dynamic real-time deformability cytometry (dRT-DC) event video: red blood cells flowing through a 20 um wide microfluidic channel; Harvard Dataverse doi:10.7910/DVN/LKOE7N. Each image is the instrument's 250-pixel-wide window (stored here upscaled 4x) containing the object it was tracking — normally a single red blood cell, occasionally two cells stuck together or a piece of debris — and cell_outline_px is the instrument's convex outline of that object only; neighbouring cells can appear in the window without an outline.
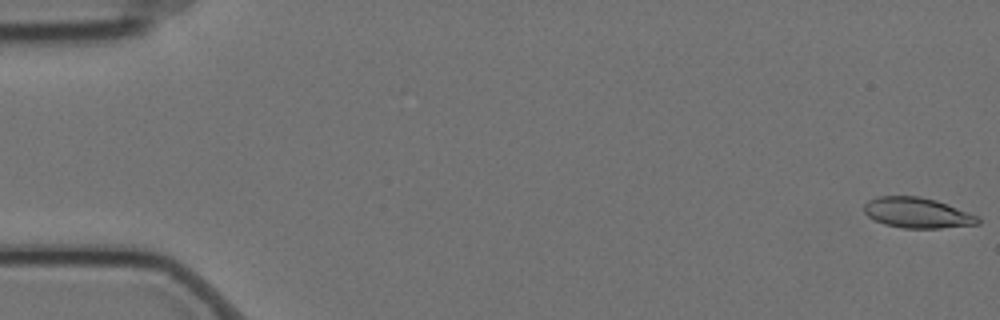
{"species": "Egyptian fruit bat (a non-hibernating species)", "species_latin": "Rousettus aegyptiacus", "temperature_condition": "cold", "stored_images_in_passage": 58, "camera_frame_rate_fps": 3000, "um_per_image_px": 0.085, "animal": {"sex": "female"}, "frame": {"image": 1, "passage_image": 1, "time_ms": 0.0, "image_size_px": [1000, 320], "cell_outline_px": [[980, 224], [940, 228], [904, 228], [884, 224], [868, 216], [864, 212], [864, 204], [868, 200], [876, 196], [920, 196], [936, 200], [948, 204], [980, 216]], "centroid_in_image_um": [77.99, 18.08], "position_along_channel_um": 7.0, "area_um2": 20.35}}
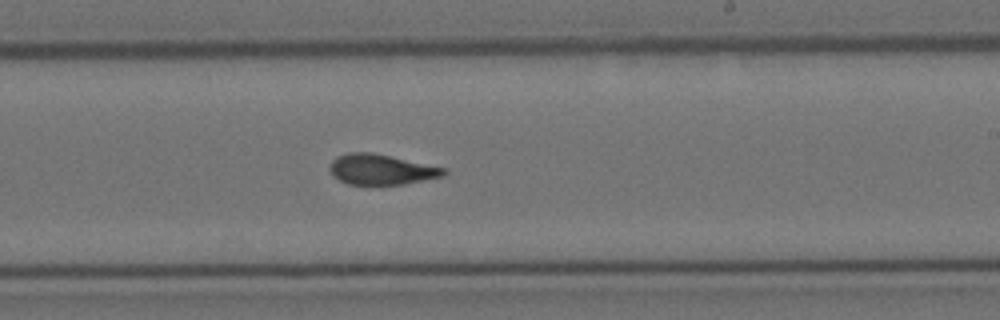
{"frame": {"image": 2, "passage_image": 35, "time_ms": 11.333, "image_size_px": [1000, 320], "cell_outline_px": [[448, 172], [444, 176], [404, 184], [348, 184], [332, 176], [328, 168], [332, 160], [336, 156], [348, 152], [368, 152], [448, 168]], "centroid_in_image_um": [32.4, 14.4], "position_along_channel_um": 256.6, "area_um2": 20.17}}
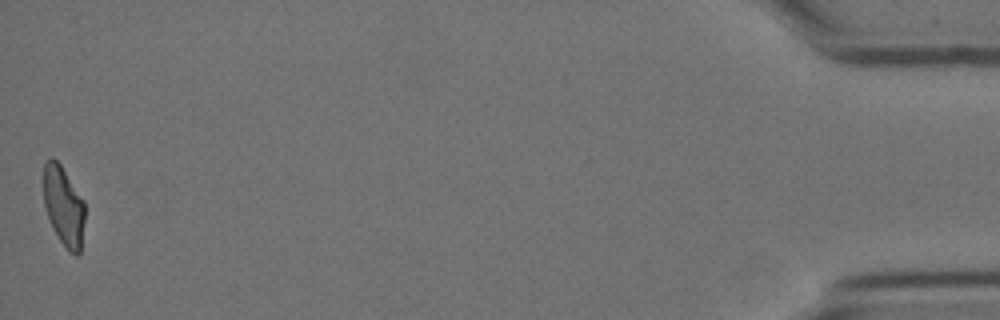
{"frame": {"image": 3, "passage_image": 58, "time_ms": 19.0, "image_size_px": [1000, 320], "cell_outline_px": [[84, 220], [80, 252], [76, 256], [68, 252], [60, 240], [48, 216], [44, 204], [44, 164], [52, 156], [60, 164], [84, 200]], "centroid_in_image_um": [5.42, 17.52], "position_along_channel_um": 429.8, "area_um2": 18.84}, "authors_computed_cell_mechanics": {"area_um2": 20.4901, "velocity_mm_per_s": 3.4998, "shape_relaxation_time_tau1_ms": null, "shape_relaxation_time_tau2_ms": 2.0738, "deformation_change_tau1": null, "deformation_change_tau2": 0.0823}}